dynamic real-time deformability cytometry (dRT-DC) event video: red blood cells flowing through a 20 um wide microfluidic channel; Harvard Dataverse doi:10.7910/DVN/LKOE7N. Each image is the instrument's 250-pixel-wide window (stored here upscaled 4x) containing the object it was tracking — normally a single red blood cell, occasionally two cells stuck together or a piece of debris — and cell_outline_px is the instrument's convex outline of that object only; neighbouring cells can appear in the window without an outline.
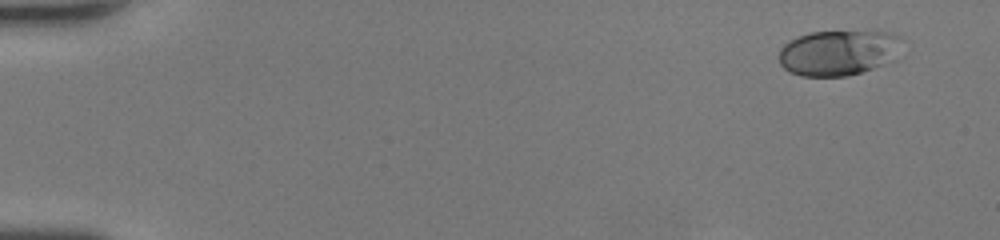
{"species": "human", "species_latin": "Homo sapiens", "temperature_condition": "room temperature", "stored_images_in_passage": 36, "camera_frame_rate_fps": 3000, "um_per_image_px": 0.085, "donor": {"sex": "female"}, "frame": {"image": 1, "passage_image": 1, "time_ms": 0.0, "image_size_px": [1000, 240], "cell_outline_px": [[900, 36], [896, 60], [848, 76], [800, 76], [788, 72], [780, 64], [780, 48], [784, 44], [808, 32], [888, 32]], "centroid_in_image_um": [71.24, 4.5], "position_along_channel_um": 13.8, "area_um2": 32.31}}
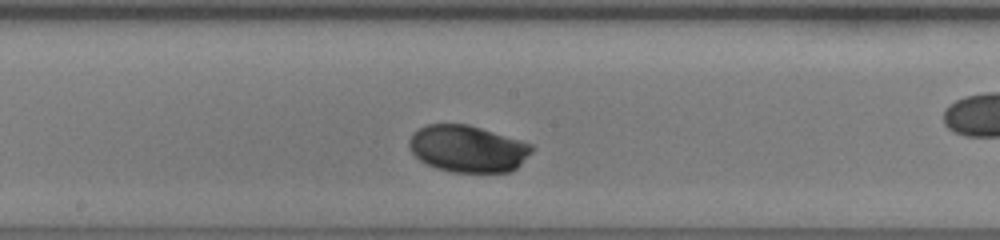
{"frame": {"image": 2, "passage_image": 22, "time_ms": 7.0, "image_size_px": [1000, 240], "cell_outline_px": [[536, 148], [512, 172], [452, 172], [436, 168], [420, 160], [408, 148], [408, 140], [412, 132], [428, 124], [468, 124], [520, 140], [532, 144]], "centroid_in_image_um": [39.75, 12.64], "position_along_channel_um": 208.4, "area_um2": 33.58}}
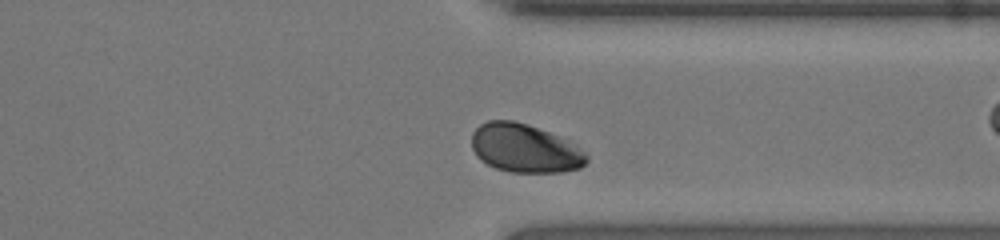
{"frame": {"image": 3, "passage_image": 33, "time_ms": 10.667, "image_size_px": [1000, 240], "cell_outline_px": [[588, 160], [580, 168], [560, 172], [512, 172], [496, 168], [480, 160], [476, 156], [472, 148], [472, 132], [480, 124], [488, 120], [512, 120], [528, 124], [548, 132], [564, 140], [584, 152], [588, 156]], "centroid_in_image_um": [44.55, 12.6], "position_along_channel_um": 366.8, "area_um2": 32.14}}